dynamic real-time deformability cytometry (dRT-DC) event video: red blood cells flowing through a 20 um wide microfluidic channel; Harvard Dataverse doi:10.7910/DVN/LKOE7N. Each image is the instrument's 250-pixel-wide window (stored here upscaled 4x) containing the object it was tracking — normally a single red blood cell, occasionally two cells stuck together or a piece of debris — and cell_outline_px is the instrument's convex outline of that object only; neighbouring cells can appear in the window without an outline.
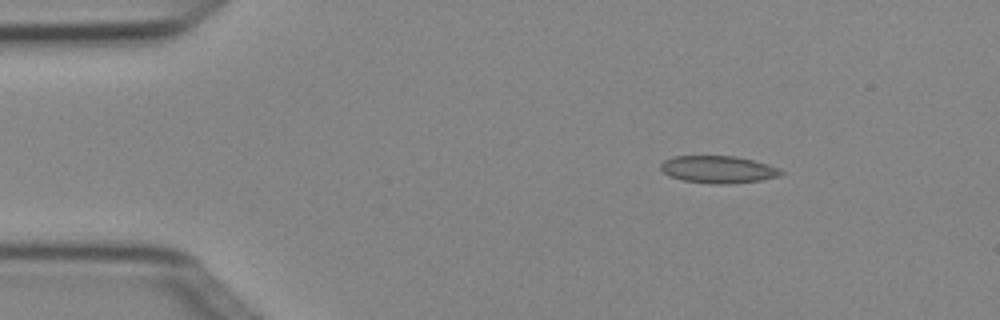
{"species": "Egyptian fruit bat (a non-hibernating species)", "species_latin": "Rousettus aegyptiacus", "temperature_condition": "cold", "stored_images_in_passage": 3, "camera_frame_rate_fps": 3000, "um_per_image_px": 0.085, "animal": {"sex": "female"}, "frame": {"image": 1, "passage_image": 1, "time_ms": 0.0, "image_size_px": [1000, 320], "cell_outline_px": [[784, 172], [780, 176], [760, 180], [724, 184], [712, 184], [684, 180], [672, 176], [664, 172], [660, 168], [660, 164], [664, 160], [672, 156], [736, 156], [768, 164], [780, 168]], "centroid_in_image_um": [61.06, 14.39], "position_along_channel_um": 23.9, "area_um2": 19.02}}
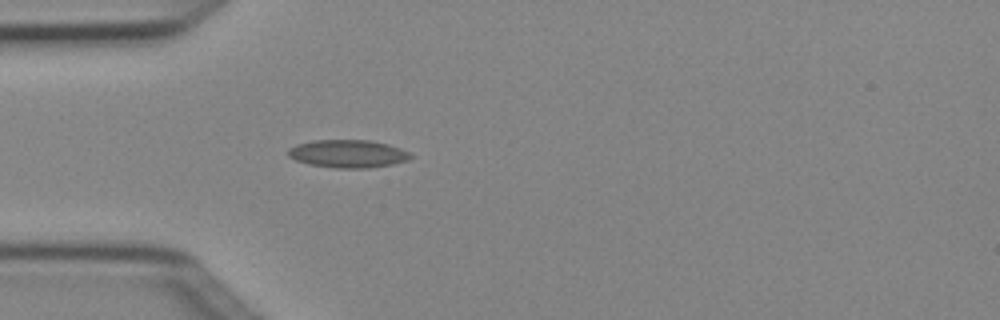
{"frame": {"image": 2, "passage_image": 3, "time_ms": 0.667, "image_size_px": [1000, 320], "cell_outline_px": [[412, 156], [408, 160], [392, 164], [368, 168], [336, 168], [308, 164], [296, 160], [288, 156], [288, 148], [296, 144], [312, 140], [368, 140], [388, 144], [400, 148], [408, 152]], "centroid_in_image_um": [29.54, 13.06], "position_along_channel_um": 55.5, "area_um2": 19.88}}